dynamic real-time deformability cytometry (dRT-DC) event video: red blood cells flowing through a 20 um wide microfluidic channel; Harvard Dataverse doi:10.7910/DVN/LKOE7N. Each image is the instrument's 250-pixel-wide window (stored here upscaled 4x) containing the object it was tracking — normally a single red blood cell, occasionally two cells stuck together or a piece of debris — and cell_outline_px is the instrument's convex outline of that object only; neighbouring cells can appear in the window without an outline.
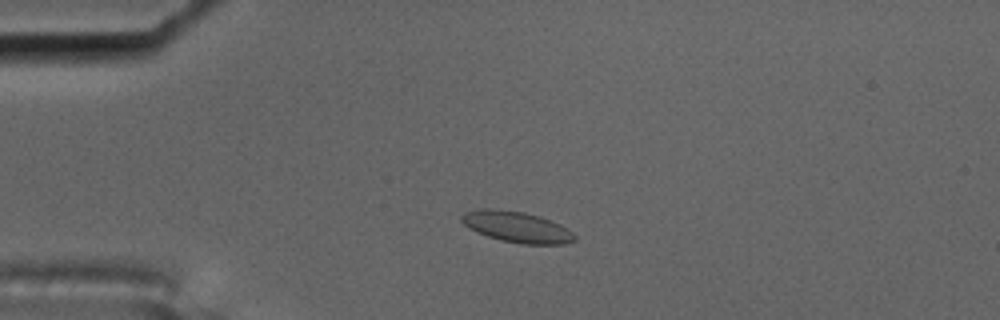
{"species": "common noctule bat (a hibernating species)", "species_latin": "Nyctalus noctula", "temperature_condition": "cold", "stored_images_in_passage": 4, "camera_frame_rate_fps": 3000, "um_per_image_px": 0.085, "animal": {"sex": "male", "body_mass_g": 17.5, "forearm_length_mm": 52.3}, "frame": {"image": 1, "passage_image": 2, "time_ms": 0.333, "image_size_px": [1000, 320], "cell_outline_px": [[576, 240], [564, 244], [520, 244], [500, 240], [476, 232], [468, 228], [460, 220], [460, 216], [464, 212], [480, 208], [488, 208], [524, 212], [540, 216], [560, 224], [568, 228], [576, 236]], "centroid_in_image_um": [43.91, 19.29], "position_along_channel_um": 41.1, "area_um2": 20.58}}